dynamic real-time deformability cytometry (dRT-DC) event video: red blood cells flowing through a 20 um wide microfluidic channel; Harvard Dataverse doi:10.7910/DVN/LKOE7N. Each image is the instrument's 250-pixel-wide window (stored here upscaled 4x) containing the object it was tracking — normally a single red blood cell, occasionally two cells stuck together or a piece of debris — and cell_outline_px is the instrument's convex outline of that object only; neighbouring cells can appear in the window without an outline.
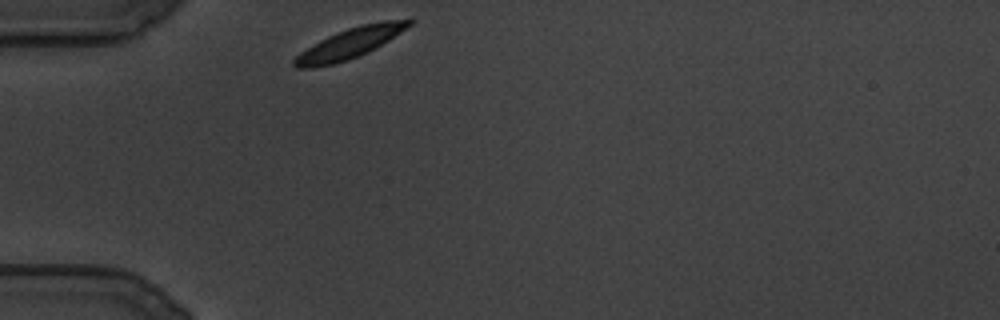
{"species": "common noctule bat (a hibernating species)", "species_latin": "Nyctalus noctula", "temperature_condition": "cold", "stored_images_in_passage": 19, "camera_frame_rate_fps": 3000, "um_per_image_px": 0.085, "animal": {"sex": "male", "body_mass_g": 19.5, "forearm_length_mm": 54.6}, "frame": {"image": 1, "passage_image": 1, "time_ms": 0.0, "image_size_px": [1000, 320], "cell_outline_px": [[416, 20], [412, 24], [376, 48], [360, 56], [348, 60], [332, 64], [312, 68], [296, 68], [292, 64], [292, 60], [300, 52], [320, 40], [328, 36], [348, 28], [364, 24], [384, 20], [412, 16]], "centroid_in_image_um": [29.8, 3.65], "position_along_channel_um": 55.2, "area_um2": 20.46}}
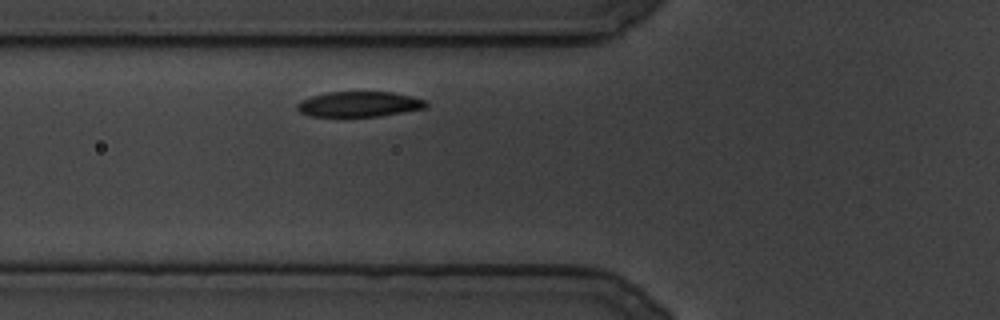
{"frame": {"image": 2, "passage_image": 11, "time_ms": 3.333, "image_size_px": [1000, 320], "cell_outline_px": [[428, 104], [424, 108], [380, 116], [308, 116], [300, 112], [296, 108], [296, 104], [300, 100], [312, 96], [328, 92], [392, 92], [412, 96], [428, 100]], "centroid_in_image_um": [30.52, 8.85], "position_along_channel_um": 95.3, "area_um2": 19.02}}
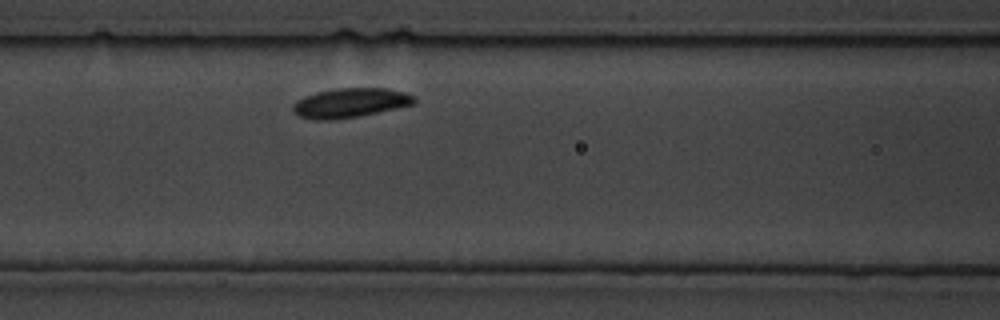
{"frame": {"image": 3, "passage_image": 19, "time_ms": 6.0, "image_size_px": [1000, 320], "cell_outline_px": [[416, 100], [412, 104], [396, 108], [356, 116], [332, 120], [316, 120], [300, 116], [292, 112], [292, 108], [296, 100], [316, 92], [336, 88], [388, 88], [404, 92], [416, 96]], "centroid_in_image_um": [29.75, 8.73], "position_along_channel_um": 136.9, "area_um2": 20.63}}